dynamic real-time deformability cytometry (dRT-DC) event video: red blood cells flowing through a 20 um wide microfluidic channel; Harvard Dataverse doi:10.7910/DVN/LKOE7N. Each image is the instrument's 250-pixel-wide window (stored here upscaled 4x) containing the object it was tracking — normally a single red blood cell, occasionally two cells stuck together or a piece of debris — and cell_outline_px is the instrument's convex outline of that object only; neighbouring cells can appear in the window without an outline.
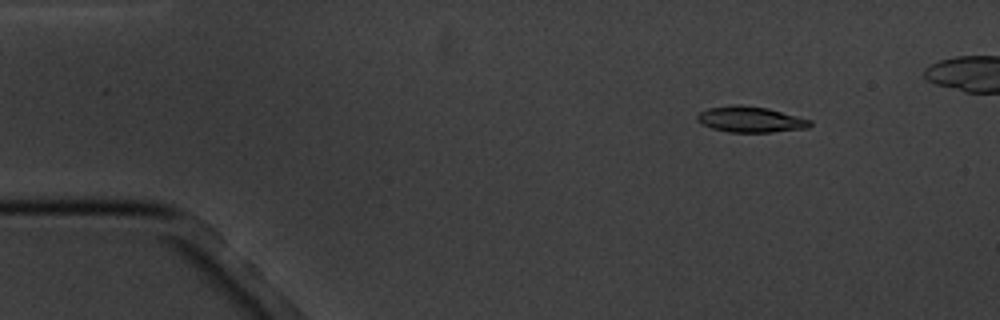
{"species": "common noctule bat (a hibernating species)", "species_latin": "Nyctalus noctula", "temperature_condition": "cold", "stored_images_in_passage": 10, "camera_frame_rate_fps": 3000, "um_per_image_px": 0.085, "animal": {"sex": "male", "body_mass_g": 20.1, "forearm_length_mm": 53.5}, "frame": {"image": 1, "passage_image": 2, "time_ms": 1.333, "image_size_px": [1000, 320], "cell_outline_px": [[812, 124], [808, 128], [772, 132], [728, 132], [712, 128], [696, 120], [696, 116], [700, 112], [708, 108], [732, 104], [740, 104], [768, 108], [812, 120]], "centroid_in_image_um": [63.8, 10.14], "position_along_channel_um": 21.2, "area_um2": 17.05}}
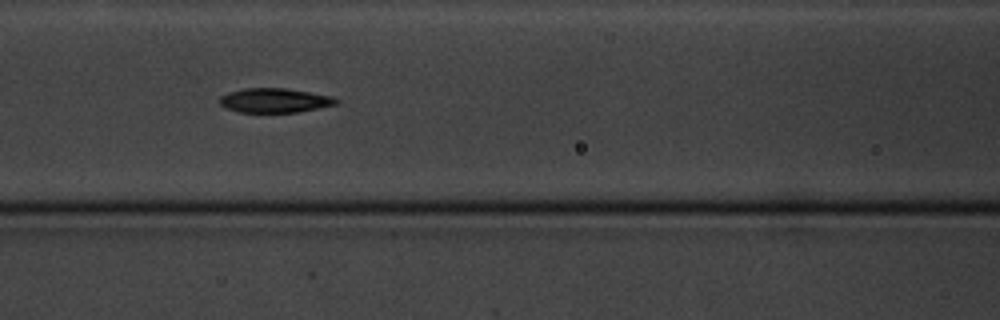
{"frame": {"image": 2, "passage_image": 7, "time_ms": 7.0, "image_size_px": [1000, 320], "cell_outline_px": [[340, 100], [336, 104], [296, 112], [240, 112], [224, 108], [220, 104], [220, 96], [228, 92], [244, 88], [284, 88], [332, 96]], "centroid_in_image_um": [23.3, 8.53], "position_along_channel_um": 143.3, "area_um2": 16.42}}
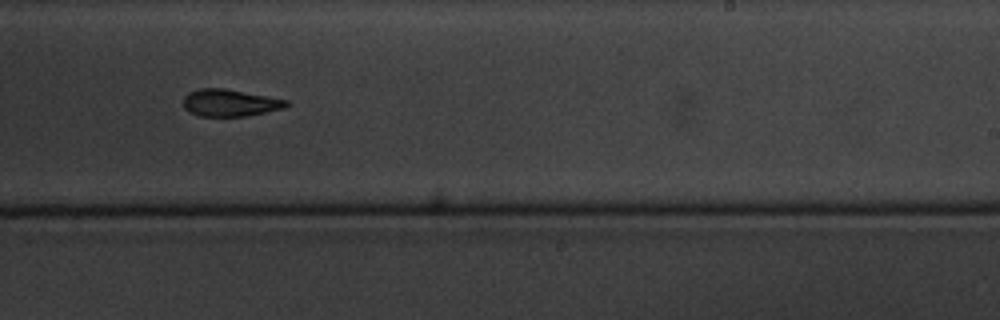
{"frame": {"image": 3, "passage_image": 10, "time_ms": 10.667, "image_size_px": [1000, 320], "cell_outline_px": [[288, 104], [284, 108], [248, 116], [200, 116], [184, 108], [184, 96], [188, 92], [200, 88], [224, 88], [268, 96], [288, 100]], "centroid_in_image_um": [19.55, 8.73], "position_along_channel_um": 269.5, "area_um2": 16.18}}